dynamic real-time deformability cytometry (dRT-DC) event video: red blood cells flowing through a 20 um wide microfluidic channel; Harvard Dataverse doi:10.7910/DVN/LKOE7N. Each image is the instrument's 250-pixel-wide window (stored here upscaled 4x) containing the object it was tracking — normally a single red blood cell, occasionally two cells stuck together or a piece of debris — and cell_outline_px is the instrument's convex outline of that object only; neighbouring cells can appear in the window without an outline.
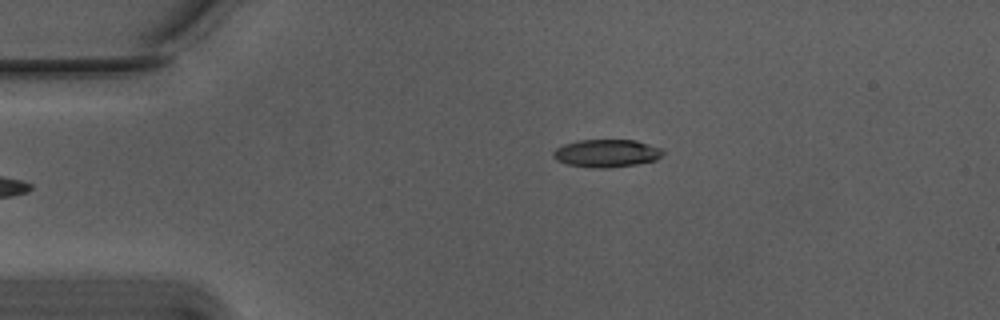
{"species": "Egyptian fruit bat (a non-hibernating species)", "species_latin": "Rousettus aegyptiacus", "temperature_condition": "warm", "stored_images_in_passage": 22, "camera_frame_rate_fps": 3000, "um_per_image_px": 0.085, "animal": {"sex": "male"}, "frame": {"image": 1, "passage_image": 1, "time_ms": 0.0, "image_size_px": [1000, 320], "cell_outline_px": [[664, 152], [656, 160], [636, 164], [608, 168], [592, 168], [568, 164], [556, 160], [552, 156], [552, 152], [556, 148], [564, 144], [580, 140], [636, 140], [664, 148]], "centroid_in_image_um": [51.57, 13.02], "position_along_channel_um": 33.4, "area_um2": 17.86}}
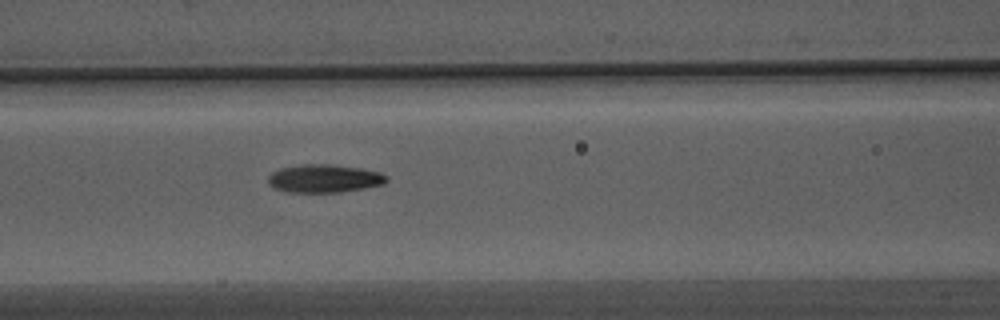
{"frame": {"image": 2, "passage_image": 13, "time_ms": 4.0, "image_size_px": [1000, 320], "cell_outline_px": [[388, 180], [384, 184], [364, 188], [340, 192], [284, 192], [272, 188], [268, 184], [268, 176], [272, 172], [280, 168], [300, 164], [332, 164], [360, 168], [380, 172], [388, 176]], "centroid_in_image_um": [27.53, 15.17], "position_along_channel_um": 139.1, "area_um2": 19.65}}
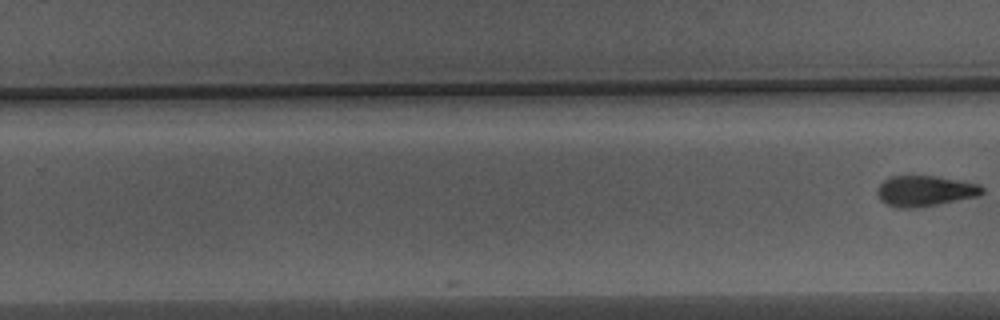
{"frame": {"image": 3, "passage_image": 22, "time_ms": 7.0, "image_size_px": [1000, 320], "cell_outline_px": [[984, 192], [976, 196], [936, 204], [912, 208], [896, 208], [880, 200], [876, 192], [876, 188], [888, 176], [936, 176], [960, 180], [980, 184], [984, 188]], "centroid_in_image_um": [78.59, 16.21], "position_along_channel_um": 251.2, "area_um2": 18.67}}